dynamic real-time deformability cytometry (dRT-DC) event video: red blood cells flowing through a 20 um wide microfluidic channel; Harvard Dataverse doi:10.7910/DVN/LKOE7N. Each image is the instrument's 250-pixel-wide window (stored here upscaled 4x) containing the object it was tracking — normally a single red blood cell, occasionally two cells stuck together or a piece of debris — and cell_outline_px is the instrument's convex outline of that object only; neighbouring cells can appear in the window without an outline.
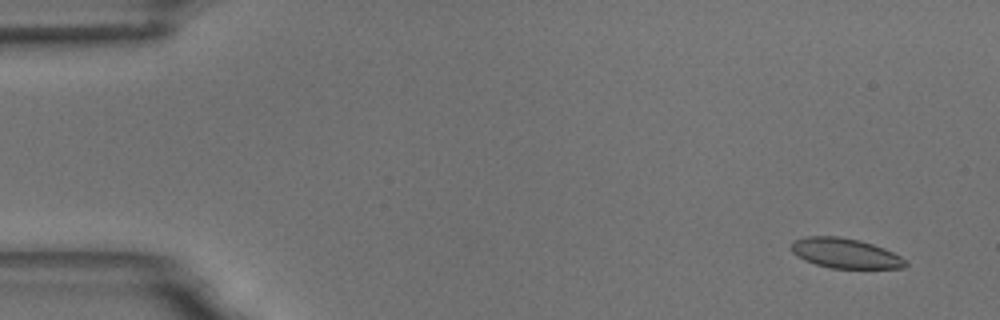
{"species": "common noctule bat (a hibernating species)", "species_latin": "Nyctalus noctula", "temperature_condition": "room temperature", "stored_images_in_passage": 57, "camera_frame_rate_fps": 3000, "um_per_image_px": 0.085, "animal": {"sex": "male", "body_mass_g": 18.8}, "frame": {"image": 1, "passage_image": 4, "time_ms": 1.0, "image_size_px": [1000, 320], "cell_outline_px": [[908, 264], [904, 268], [828, 268], [804, 260], [796, 256], [792, 252], [792, 240], [804, 236], [840, 236], [860, 240], [884, 248], [900, 256]], "centroid_in_image_um": [71.81, 21.52], "position_along_channel_um": 13.2, "area_um2": 20.0}}
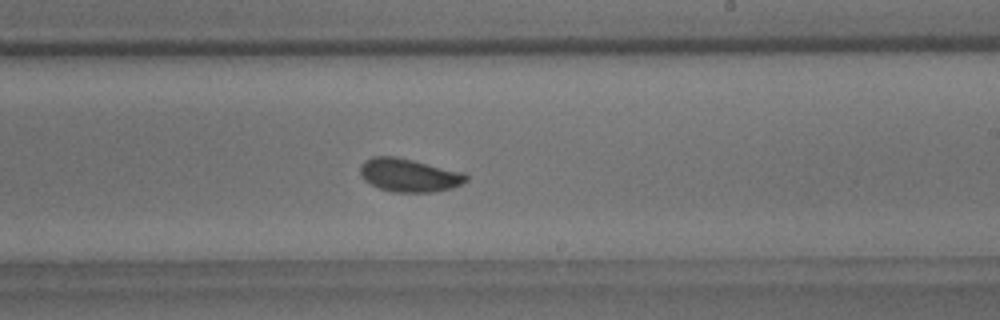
{"frame": {"image": 2, "passage_image": 34, "time_ms": 11.0, "image_size_px": [1000, 320], "cell_outline_px": [[468, 180], [452, 188], [436, 192], [392, 192], [380, 188], [364, 180], [360, 176], [360, 168], [364, 160], [372, 156], [396, 156], [464, 172], [468, 176]], "centroid_in_image_um": [34.77, 14.89], "position_along_channel_um": 254.2, "area_um2": 20.63}}
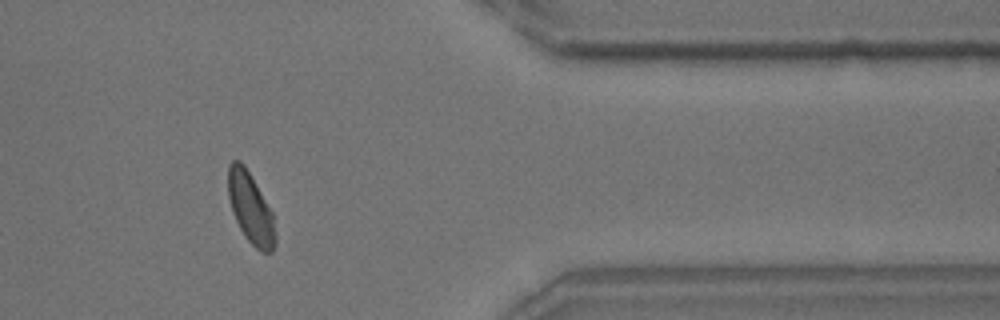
{"frame": {"image": 3, "passage_image": 47, "time_ms": 15.333, "image_size_px": [1000, 320], "cell_outline_px": [[276, 240], [272, 252], [260, 252], [244, 236], [232, 212], [228, 196], [228, 164], [232, 160], [240, 160], [244, 164], [272, 212], [276, 236]], "centroid_in_image_um": [21.29, 17.69], "position_along_channel_um": 390.1, "area_um2": 19.36}, "authors_computed_cell_mechanics": {"area_um2": 20.23, "velocity_mm_per_s": 3.61, "shape_relaxation_time_tau1_ms": 3.6833, "shape_relaxation_time_tau2_ms": 0.8924, "deformation_change_tau1": 0.0902, "deformation_change_tau2": 0.0578}}